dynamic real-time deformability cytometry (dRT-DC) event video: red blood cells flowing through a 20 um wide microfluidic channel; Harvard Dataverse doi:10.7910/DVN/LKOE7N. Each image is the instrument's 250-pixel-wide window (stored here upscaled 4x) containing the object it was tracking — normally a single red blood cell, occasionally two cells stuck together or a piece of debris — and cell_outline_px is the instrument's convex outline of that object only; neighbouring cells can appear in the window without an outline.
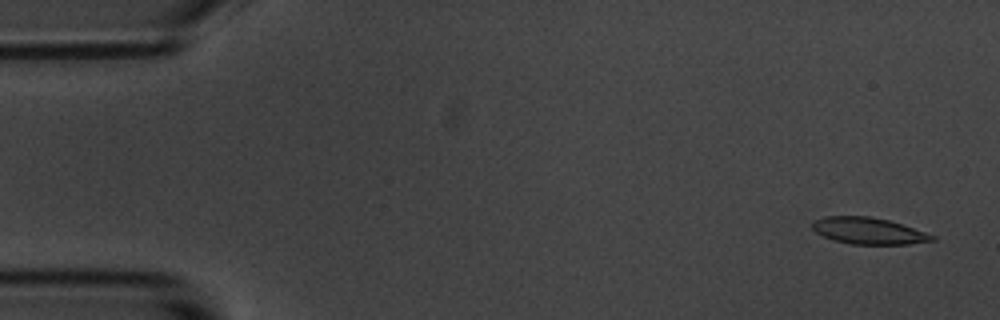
{"species": "common noctule bat (a hibernating species)", "species_latin": "Nyctalus noctula", "temperature_condition": "room temperature", "stored_images_in_passage": 6, "camera_frame_rate_fps": 3000, "um_per_image_px": 0.085, "animal": {"sex": "male", "body_mass_g": 20.1, "forearm_length_mm": 53.5}, "frame": {"image": 1, "passage_image": 1, "time_ms": 0.0, "image_size_px": [1000, 320], "cell_outline_px": [[936, 240], [908, 244], [852, 244], [832, 240], [816, 232], [812, 228], [812, 224], [816, 220], [824, 216], [868, 216], [888, 220], [936, 236]], "centroid_in_image_um": [73.8, 19.62], "position_along_channel_um": 11.2, "area_um2": 18.32}}
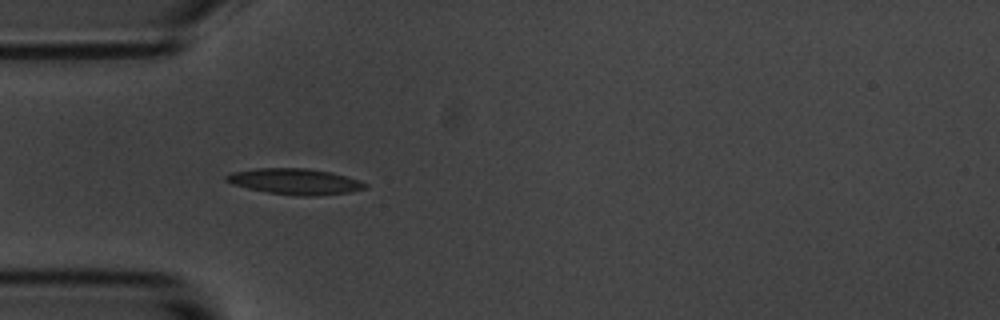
{"frame": {"image": 2, "passage_image": 5, "time_ms": 4.667, "image_size_px": [1000, 320], "cell_outline_px": [[368, 188], [348, 192], [320, 196], [300, 196], [268, 192], [248, 188], [232, 184], [224, 180], [224, 176], [232, 172], [256, 168], [308, 168], [332, 172], [360, 180], [368, 184]], "centroid_in_image_um": [25.1, 15.42], "position_along_channel_um": 59.9, "area_um2": 21.1}}
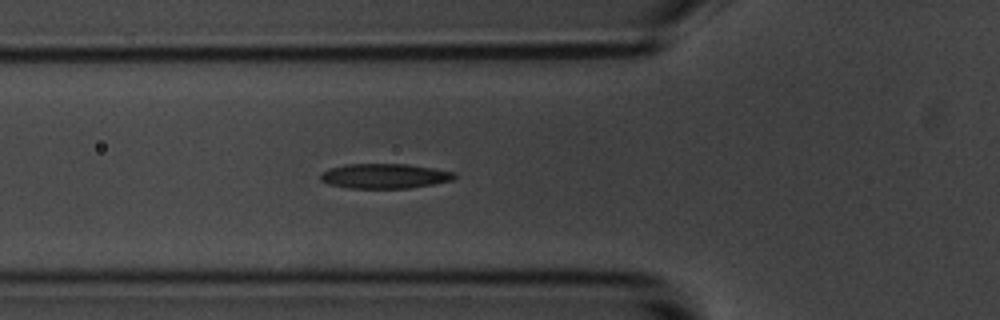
{"frame": {"image": 3, "passage_image": 6, "time_ms": 5.667, "image_size_px": [1000, 320], "cell_outline_px": [[456, 176], [452, 180], [432, 184], [408, 188], [348, 188], [328, 184], [320, 180], [320, 176], [328, 168], [344, 164], [408, 164], [456, 172]], "centroid_in_image_um": [32.67, 14.96], "position_along_channel_um": 93.1, "area_um2": 19.36}}